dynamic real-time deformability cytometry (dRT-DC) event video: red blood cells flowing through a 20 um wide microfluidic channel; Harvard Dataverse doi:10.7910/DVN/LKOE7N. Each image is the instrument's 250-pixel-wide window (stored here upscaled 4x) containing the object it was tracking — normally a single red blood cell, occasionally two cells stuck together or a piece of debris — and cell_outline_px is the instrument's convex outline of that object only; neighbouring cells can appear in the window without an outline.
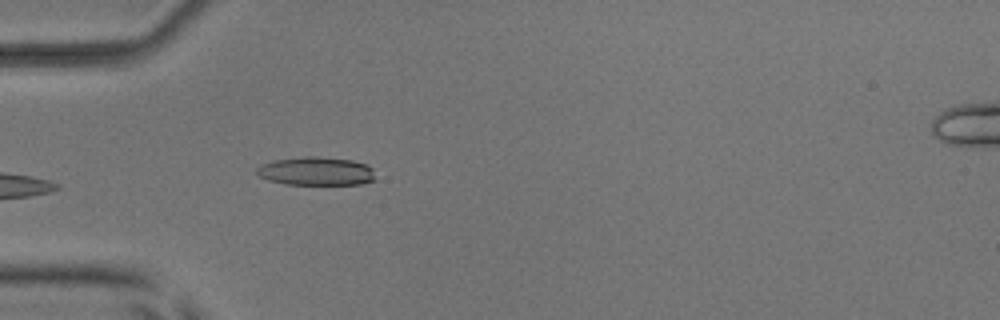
{"species": "common noctule bat (a hibernating species)", "species_latin": "Nyctalus noctula", "temperature_condition": "room temperature", "stored_images_in_passage": 5, "camera_frame_rate_fps": 3000, "um_per_image_px": 0.085, "animal": {"sex": "male", "body_mass_g": 17.9, "forearm_length_mm": 54.2}, "frame": {"image": 1, "passage_image": 5, "time_ms": 5.333, "image_size_px": [1000, 320], "cell_outline_px": [[376, 180], [360, 184], [284, 184], [268, 180], [260, 176], [256, 172], [256, 168], [260, 164], [276, 160], [304, 156], [316, 156], [352, 160], [364, 164], [372, 168]], "centroid_in_image_um": [26.86, 14.55], "position_along_channel_um": 58.1, "area_um2": 19.65}}